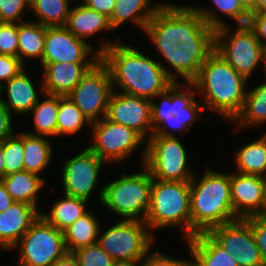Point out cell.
Segmentation results:
<instances>
[{"mask_svg":"<svg viewBox=\"0 0 266 266\" xmlns=\"http://www.w3.org/2000/svg\"><path fill=\"white\" fill-rule=\"evenodd\" d=\"M144 34L174 82H192L215 48V30L188 3L163 4Z\"/></svg>","mask_w":266,"mask_h":266,"instance_id":"6da1fadb","label":"cell"},{"mask_svg":"<svg viewBox=\"0 0 266 266\" xmlns=\"http://www.w3.org/2000/svg\"><path fill=\"white\" fill-rule=\"evenodd\" d=\"M120 38H102L97 46L101 61L111 73L114 91L152 100L174 83L155 55L152 58Z\"/></svg>","mask_w":266,"mask_h":266,"instance_id":"7a4b0ae2","label":"cell"},{"mask_svg":"<svg viewBox=\"0 0 266 266\" xmlns=\"http://www.w3.org/2000/svg\"><path fill=\"white\" fill-rule=\"evenodd\" d=\"M192 83L204 109L219 114L230 124L243 108L250 81L214 50Z\"/></svg>","mask_w":266,"mask_h":266,"instance_id":"3957f363","label":"cell"},{"mask_svg":"<svg viewBox=\"0 0 266 266\" xmlns=\"http://www.w3.org/2000/svg\"><path fill=\"white\" fill-rule=\"evenodd\" d=\"M207 166L190 181L191 238L215 226L239 219L231 203V171Z\"/></svg>","mask_w":266,"mask_h":266,"instance_id":"277c9868","label":"cell"},{"mask_svg":"<svg viewBox=\"0 0 266 266\" xmlns=\"http://www.w3.org/2000/svg\"><path fill=\"white\" fill-rule=\"evenodd\" d=\"M197 97V88L192 82L180 81L152 99V135L181 137L190 132L198 120L205 119L204 106Z\"/></svg>","mask_w":266,"mask_h":266,"instance_id":"5b68a950","label":"cell"},{"mask_svg":"<svg viewBox=\"0 0 266 266\" xmlns=\"http://www.w3.org/2000/svg\"><path fill=\"white\" fill-rule=\"evenodd\" d=\"M145 223L155 237L158 230L177 228L180 239L191 238L190 181L153 179Z\"/></svg>","mask_w":266,"mask_h":266,"instance_id":"8992f818","label":"cell"},{"mask_svg":"<svg viewBox=\"0 0 266 266\" xmlns=\"http://www.w3.org/2000/svg\"><path fill=\"white\" fill-rule=\"evenodd\" d=\"M134 173L124 172L120 177L103 183L101 206L119 220L145 221L148 213L153 178L142 164Z\"/></svg>","mask_w":266,"mask_h":266,"instance_id":"52a82bcc","label":"cell"},{"mask_svg":"<svg viewBox=\"0 0 266 266\" xmlns=\"http://www.w3.org/2000/svg\"><path fill=\"white\" fill-rule=\"evenodd\" d=\"M90 129V144L87 147L107 162L109 167L110 164L115 165L127 161L134 152L140 149L139 147H142L141 153H138L139 164L144 163L147 141L135 130L114 123L106 117L92 122Z\"/></svg>","mask_w":266,"mask_h":266,"instance_id":"ba28073f","label":"cell"},{"mask_svg":"<svg viewBox=\"0 0 266 266\" xmlns=\"http://www.w3.org/2000/svg\"><path fill=\"white\" fill-rule=\"evenodd\" d=\"M115 222L107 229H102L104 226L102 224L97 243L114 261H141L155 246L156 237L145 221L116 220Z\"/></svg>","mask_w":266,"mask_h":266,"instance_id":"9c48e42d","label":"cell"},{"mask_svg":"<svg viewBox=\"0 0 266 266\" xmlns=\"http://www.w3.org/2000/svg\"><path fill=\"white\" fill-rule=\"evenodd\" d=\"M181 137L151 135L143 165L153 179L191 181L195 169L189 165L188 151Z\"/></svg>","mask_w":266,"mask_h":266,"instance_id":"30bf717a","label":"cell"},{"mask_svg":"<svg viewBox=\"0 0 266 266\" xmlns=\"http://www.w3.org/2000/svg\"><path fill=\"white\" fill-rule=\"evenodd\" d=\"M17 251L16 266H51L68 251L64 232L40 215L12 248Z\"/></svg>","mask_w":266,"mask_h":266,"instance_id":"8fae6325","label":"cell"},{"mask_svg":"<svg viewBox=\"0 0 266 266\" xmlns=\"http://www.w3.org/2000/svg\"><path fill=\"white\" fill-rule=\"evenodd\" d=\"M65 160L59 171L62 194L91 202L89 200L93 197L92 193L97 191L96 196L101 204L104 186L100 187L102 183H99V175L103 166L108 167L109 164L100 159L87 146L80 149L77 155Z\"/></svg>","mask_w":266,"mask_h":266,"instance_id":"7c38bea8","label":"cell"},{"mask_svg":"<svg viewBox=\"0 0 266 266\" xmlns=\"http://www.w3.org/2000/svg\"><path fill=\"white\" fill-rule=\"evenodd\" d=\"M112 92L111 73L100 60L67 96L92 123L106 117Z\"/></svg>","mask_w":266,"mask_h":266,"instance_id":"4fadbf2b","label":"cell"},{"mask_svg":"<svg viewBox=\"0 0 266 266\" xmlns=\"http://www.w3.org/2000/svg\"><path fill=\"white\" fill-rule=\"evenodd\" d=\"M214 50L248 81L263 65L264 48L256 34L225 32L220 27L215 30Z\"/></svg>","mask_w":266,"mask_h":266,"instance_id":"5bb4252c","label":"cell"},{"mask_svg":"<svg viewBox=\"0 0 266 266\" xmlns=\"http://www.w3.org/2000/svg\"><path fill=\"white\" fill-rule=\"evenodd\" d=\"M238 266H266L246 219L215 226L206 232Z\"/></svg>","mask_w":266,"mask_h":266,"instance_id":"9a60e30c","label":"cell"},{"mask_svg":"<svg viewBox=\"0 0 266 266\" xmlns=\"http://www.w3.org/2000/svg\"><path fill=\"white\" fill-rule=\"evenodd\" d=\"M93 47L65 26L46 27L44 52L39 65L60 62L97 63L101 60V54Z\"/></svg>","mask_w":266,"mask_h":266,"instance_id":"2e32d148","label":"cell"},{"mask_svg":"<svg viewBox=\"0 0 266 266\" xmlns=\"http://www.w3.org/2000/svg\"><path fill=\"white\" fill-rule=\"evenodd\" d=\"M106 118L135 130L146 141L153 134L150 99L113 90L108 102Z\"/></svg>","mask_w":266,"mask_h":266,"instance_id":"e0dca14e","label":"cell"},{"mask_svg":"<svg viewBox=\"0 0 266 266\" xmlns=\"http://www.w3.org/2000/svg\"><path fill=\"white\" fill-rule=\"evenodd\" d=\"M27 71L25 67L0 87V100L13 116L27 115L40 99L39 96L44 94L42 78L38 86Z\"/></svg>","mask_w":266,"mask_h":266,"instance_id":"ac0fdd59","label":"cell"},{"mask_svg":"<svg viewBox=\"0 0 266 266\" xmlns=\"http://www.w3.org/2000/svg\"><path fill=\"white\" fill-rule=\"evenodd\" d=\"M263 189L262 176L231 171V203L234 214L242 219L262 216Z\"/></svg>","mask_w":266,"mask_h":266,"instance_id":"d6986e66","label":"cell"},{"mask_svg":"<svg viewBox=\"0 0 266 266\" xmlns=\"http://www.w3.org/2000/svg\"><path fill=\"white\" fill-rule=\"evenodd\" d=\"M96 63H47L41 66L44 93L67 96Z\"/></svg>","mask_w":266,"mask_h":266,"instance_id":"ffe728a7","label":"cell"},{"mask_svg":"<svg viewBox=\"0 0 266 266\" xmlns=\"http://www.w3.org/2000/svg\"><path fill=\"white\" fill-rule=\"evenodd\" d=\"M41 212L31 204L14 202L5 212H0V246L6 252L19 242Z\"/></svg>","mask_w":266,"mask_h":266,"instance_id":"44dd1931","label":"cell"},{"mask_svg":"<svg viewBox=\"0 0 266 266\" xmlns=\"http://www.w3.org/2000/svg\"><path fill=\"white\" fill-rule=\"evenodd\" d=\"M159 1L154 3L153 0H116L110 25L114 32L119 27L124 26L127 22L137 26L142 33L145 32L148 22L155 15L157 10L163 5L171 3V1ZM124 24V25H123Z\"/></svg>","mask_w":266,"mask_h":266,"instance_id":"7402d4cb","label":"cell"},{"mask_svg":"<svg viewBox=\"0 0 266 266\" xmlns=\"http://www.w3.org/2000/svg\"><path fill=\"white\" fill-rule=\"evenodd\" d=\"M65 27L76 37L87 41L92 45L91 38L99 34L114 33L110 25V20L104 14L86 7L79 2L73 4Z\"/></svg>","mask_w":266,"mask_h":266,"instance_id":"603a6c76","label":"cell"},{"mask_svg":"<svg viewBox=\"0 0 266 266\" xmlns=\"http://www.w3.org/2000/svg\"><path fill=\"white\" fill-rule=\"evenodd\" d=\"M249 87L251 86L248 85L241 112L230 123H234L237 132L266 125V77L258 85Z\"/></svg>","mask_w":266,"mask_h":266,"instance_id":"cb8c5ba5","label":"cell"},{"mask_svg":"<svg viewBox=\"0 0 266 266\" xmlns=\"http://www.w3.org/2000/svg\"><path fill=\"white\" fill-rule=\"evenodd\" d=\"M46 178L28 171H19L6 175L0 181L15 202H23L34 205L40 212L38 205L41 199V190L46 187ZM40 198V199H39ZM40 209H39V208Z\"/></svg>","mask_w":266,"mask_h":266,"instance_id":"d4e9b609","label":"cell"},{"mask_svg":"<svg viewBox=\"0 0 266 266\" xmlns=\"http://www.w3.org/2000/svg\"><path fill=\"white\" fill-rule=\"evenodd\" d=\"M235 172L244 175L266 176V132L239 147L233 155Z\"/></svg>","mask_w":266,"mask_h":266,"instance_id":"484cf974","label":"cell"},{"mask_svg":"<svg viewBox=\"0 0 266 266\" xmlns=\"http://www.w3.org/2000/svg\"><path fill=\"white\" fill-rule=\"evenodd\" d=\"M89 202L67 195L57 198L48 212L41 211V215L58 230L64 231L85 215L90 209Z\"/></svg>","mask_w":266,"mask_h":266,"instance_id":"4316f807","label":"cell"},{"mask_svg":"<svg viewBox=\"0 0 266 266\" xmlns=\"http://www.w3.org/2000/svg\"><path fill=\"white\" fill-rule=\"evenodd\" d=\"M45 35L46 26L31 21L29 17L28 21L18 23V58L25 66L36 59L42 61Z\"/></svg>","mask_w":266,"mask_h":266,"instance_id":"83f0119b","label":"cell"},{"mask_svg":"<svg viewBox=\"0 0 266 266\" xmlns=\"http://www.w3.org/2000/svg\"><path fill=\"white\" fill-rule=\"evenodd\" d=\"M186 248L202 266H238L234 258L220 247L206 232L184 241Z\"/></svg>","mask_w":266,"mask_h":266,"instance_id":"f1b7e54d","label":"cell"},{"mask_svg":"<svg viewBox=\"0 0 266 266\" xmlns=\"http://www.w3.org/2000/svg\"><path fill=\"white\" fill-rule=\"evenodd\" d=\"M41 97L28 113L32 115L34 132L27 130L26 133L57 138L58 95L44 93Z\"/></svg>","mask_w":266,"mask_h":266,"instance_id":"f546056e","label":"cell"},{"mask_svg":"<svg viewBox=\"0 0 266 266\" xmlns=\"http://www.w3.org/2000/svg\"><path fill=\"white\" fill-rule=\"evenodd\" d=\"M50 139L27 134L24 130V171L41 176L51 165L54 148Z\"/></svg>","mask_w":266,"mask_h":266,"instance_id":"4dcf8cb0","label":"cell"},{"mask_svg":"<svg viewBox=\"0 0 266 266\" xmlns=\"http://www.w3.org/2000/svg\"><path fill=\"white\" fill-rule=\"evenodd\" d=\"M99 219L92 210H89L63 231L68 253L98 242V233L101 227Z\"/></svg>","mask_w":266,"mask_h":266,"instance_id":"1f68e13d","label":"cell"},{"mask_svg":"<svg viewBox=\"0 0 266 266\" xmlns=\"http://www.w3.org/2000/svg\"><path fill=\"white\" fill-rule=\"evenodd\" d=\"M76 0H33L30 2L31 21L46 27L65 26ZM35 18V19H34Z\"/></svg>","mask_w":266,"mask_h":266,"instance_id":"d6a6232c","label":"cell"},{"mask_svg":"<svg viewBox=\"0 0 266 266\" xmlns=\"http://www.w3.org/2000/svg\"><path fill=\"white\" fill-rule=\"evenodd\" d=\"M91 124L68 96H58L57 138L74 136L85 129L84 126L90 131Z\"/></svg>","mask_w":266,"mask_h":266,"instance_id":"836d02e7","label":"cell"},{"mask_svg":"<svg viewBox=\"0 0 266 266\" xmlns=\"http://www.w3.org/2000/svg\"><path fill=\"white\" fill-rule=\"evenodd\" d=\"M210 2H212L211 4L213 5L211 6H213V8L208 7V5L207 7L206 5L199 6L198 4H192V2L191 4L189 3V5L200 15L205 23L214 30L222 27L224 23H226V20L228 22V19L244 8L240 0H210ZM224 18L226 19L224 20Z\"/></svg>","mask_w":266,"mask_h":266,"instance_id":"e575fe53","label":"cell"},{"mask_svg":"<svg viewBox=\"0 0 266 266\" xmlns=\"http://www.w3.org/2000/svg\"><path fill=\"white\" fill-rule=\"evenodd\" d=\"M5 176L24 171V131L15 132L3 141Z\"/></svg>","mask_w":266,"mask_h":266,"instance_id":"d590c367","label":"cell"},{"mask_svg":"<svg viewBox=\"0 0 266 266\" xmlns=\"http://www.w3.org/2000/svg\"><path fill=\"white\" fill-rule=\"evenodd\" d=\"M261 11L256 7L243 8L230 18L233 26L226 22L221 27L225 32L238 33V34H255L257 29V21ZM236 24V25H235ZM234 29V30H233Z\"/></svg>","mask_w":266,"mask_h":266,"instance_id":"8d00e7d4","label":"cell"},{"mask_svg":"<svg viewBox=\"0 0 266 266\" xmlns=\"http://www.w3.org/2000/svg\"><path fill=\"white\" fill-rule=\"evenodd\" d=\"M73 254L79 266H111L114 261L98 243L79 248Z\"/></svg>","mask_w":266,"mask_h":266,"instance_id":"74e56055","label":"cell"},{"mask_svg":"<svg viewBox=\"0 0 266 266\" xmlns=\"http://www.w3.org/2000/svg\"><path fill=\"white\" fill-rule=\"evenodd\" d=\"M30 11L27 0H0V22L23 23L28 21L23 14Z\"/></svg>","mask_w":266,"mask_h":266,"instance_id":"f35d334b","label":"cell"},{"mask_svg":"<svg viewBox=\"0 0 266 266\" xmlns=\"http://www.w3.org/2000/svg\"><path fill=\"white\" fill-rule=\"evenodd\" d=\"M0 54L18 57V23L0 22Z\"/></svg>","mask_w":266,"mask_h":266,"instance_id":"ab89813d","label":"cell"},{"mask_svg":"<svg viewBox=\"0 0 266 266\" xmlns=\"http://www.w3.org/2000/svg\"><path fill=\"white\" fill-rule=\"evenodd\" d=\"M25 67L18 57L0 54V87Z\"/></svg>","mask_w":266,"mask_h":266,"instance_id":"60d3db41","label":"cell"},{"mask_svg":"<svg viewBox=\"0 0 266 266\" xmlns=\"http://www.w3.org/2000/svg\"><path fill=\"white\" fill-rule=\"evenodd\" d=\"M245 219L251 226L256 244L266 264V216L255 215Z\"/></svg>","mask_w":266,"mask_h":266,"instance_id":"b9f144b4","label":"cell"},{"mask_svg":"<svg viewBox=\"0 0 266 266\" xmlns=\"http://www.w3.org/2000/svg\"><path fill=\"white\" fill-rule=\"evenodd\" d=\"M140 266H178V258L170 257L153 247L141 260Z\"/></svg>","mask_w":266,"mask_h":266,"instance_id":"7bdbcfd3","label":"cell"},{"mask_svg":"<svg viewBox=\"0 0 266 266\" xmlns=\"http://www.w3.org/2000/svg\"><path fill=\"white\" fill-rule=\"evenodd\" d=\"M9 112L8 108L0 100V141L3 142L6 138L11 137L16 130L13 123L15 117ZM14 119V120H13Z\"/></svg>","mask_w":266,"mask_h":266,"instance_id":"ee69618b","label":"cell"},{"mask_svg":"<svg viewBox=\"0 0 266 266\" xmlns=\"http://www.w3.org/2000/svg\"><path fill=\"white\" fill-rule=\"evenodd\" d=\"M116 0H80L86 7L104 14L108 18L111 17Z\"/></svg>","mask_w":266,"mask_h":266,"instance_id":"f6af8a7d","label":"cell"},{"mask_svg":"<svg viewBox=\"0 0 266 266\" xmlns=\"http://www.w3.org/2000/svg\"><path fill=\"white\" fill-rule=\"evenodd\" d=\"M256 37L263 48L266 47V13L261 12L257 21Z\"/></svg>","mask_w":266,"mask_h":266,"instance_id":"bcb514c9","label":"cell"},{"mask_svg":"<svg viewBox=\"0 0 266 266\" xmlns=\"http://www.w3.org/2000/svg\"><path fill=\"white\" fill-rule=\"evenodd\" d=\"M15 201L11 195L6 191L5 186L0 181V212L7 211Z\"/></svg>","mask_w":266,"mask_h":266,"instance_id":"7dc6e473","label":"cell"},{"mask_svg":"<svg viewBox=\"0 0 266 266\" xmlns=\"http://www.w3.org/2000/svg\"><path fill=\"white\" fill-rule=\"evenodd\" d=\"M51 266H79L73 253H67L62 258L56 260Z\"/></svg>","mask_w":266,"mask_h":266,"instance_id":"c3c4849f","label":"cell"},{"mask_svg":"<svg viewBox=\"0 0 266 266\" xmlns=\"http://www.w3.org/2000/svg\"><path fill=\"white\" fill-rule=\"evenodd\" d=\"M191 258H178V266H202L200 261L187 250Z\"/></svg>","mask_w":266,"mask_h":266,"instance_id":"681fc988","label":"cell"},{"mask_svg":"<svg viewBox=\"0 0 266 266\" xmlns=\"http://www.w3.org/2000/svg\"><path fill=\"white\" fill-rule=\"evenodd\" d=\"M141 261H113L111 266H140Z\"/></svg>","mask_w":266,"mask_h":266,"instance_id":"f907efd6","label":"cell"},{"mask_svg":"<svg viewBox=\"0 0 266 266\" xmlns=\"http://www.w3.org/2000/svg\"><path fill=\"white\" fill-rule=\"evenodd\" d=\"M5 177V168L3 163V142L0 141V180Z\"/></svg>","mask_w":266,"mask_h":266,"instance_id":"816d5d0a","label":"cell"},{"mask_svg":"<svg viewBox=\"0 0 266 266\" xmlns=\"http://www.w3.org/2000/svg\"><path fill=\"white\" fill-rule=\"evenodd\" d=\"M264 189H263V203H262V216H266V176L263 177Z\"/></svg>","mask_w":266,"mask_h":266,"instance_id":"f5cc1de1","label":"cell"},{"mask_svg":"<svg viewBox=\"0 0 266 266\" xmlns=\"http://www.w3.org/2000/svg\"><path fill=\"white\" fill-rule=\"evenodd\" d=\"M255 7L261 12L266 13V0H255Z\"/></svg>","mask_w":266,"mask_h":266,"instance_id":"db71d44e","label":"cell"},{"mask_svg":"<svg viewBox=\"0 0 266 266\" xmlns=\"http://www.w3.org/2000/svg\"><path fill=\"white\" fill-rule=\"evenodd\" d=\"M244 8L255 7V0H240Z\"/></svg>","mask_w":266,"mask_h":266,"instance_id":"11a10c76","label":"cell"},{"mask_svg":"<svg viewBox=\"0 0 266 266\" xmlns=\"http://www.w3.org/2000/svg\"><path fill=\"white\" fill-rule=\"evenodd\" d=\"M262 69L264 70V76L266 77V47L264 48V52H263V65H262Z\"/></svg>","mask_w":266,"mask_h":266,"instance_id":"9f6ffc18","label":"cell"},{"mask_svg":"<svg viewBox=\"0 0 266 266\" xmlns=\"http://www.w3.org/2000/svg\"><path fill=\"white\" fill-rule=\"evenodd\" d=\"M3 252H5L2 248H1V246H0V256H1V254L3 253Z\"/></svg>","mask_w":266,"mask_h":266,"instance_id":"6f0895ef","label":"cell"}]
</instances>
